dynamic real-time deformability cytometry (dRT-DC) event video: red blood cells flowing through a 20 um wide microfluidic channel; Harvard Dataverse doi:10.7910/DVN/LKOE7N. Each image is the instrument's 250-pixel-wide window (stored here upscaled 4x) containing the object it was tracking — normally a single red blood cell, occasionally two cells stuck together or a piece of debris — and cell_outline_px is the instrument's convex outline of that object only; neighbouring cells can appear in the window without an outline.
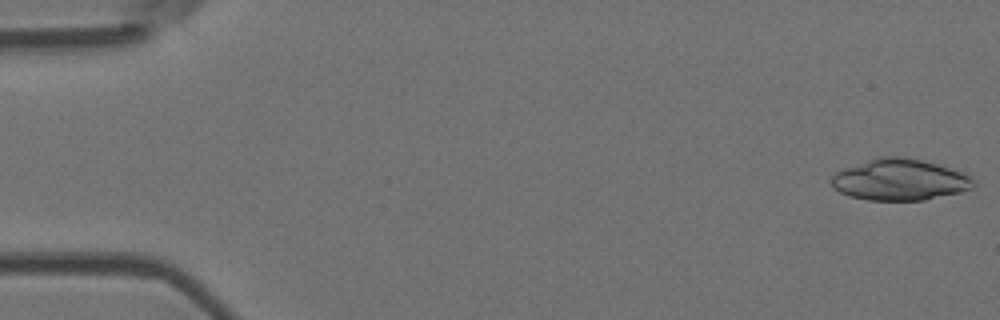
{"species": "Egyptian fruit bat (a non-hibernating species)", "species_latin": "Rousettus aegyptiacus", "temperature_condition": "room temperature", "stored_images_in_passage": 4, "camera_frame_rate_fps": 3000, "um_per_image_px": 0.085, "animal": {"sex": "female"}, "frame": {"image": 1, "passage_image": 1, "time_ms": 0.0, "image_size_px": [1000, 320], "cell_outline_px": [[976, 184], [972, 188], [960, 192], [924, 200], [868, 200], [848, 196], [832, 188], [828, 180], [836, 172], [844, 168], [876, 156], [904, 156], [936, 164], [964, 172], [972, 176], [976, 180]], "centroid_in_image_um": [76.46, 15.27], "position_along_channel_um": 8.5, "area_um2": 34.68}}